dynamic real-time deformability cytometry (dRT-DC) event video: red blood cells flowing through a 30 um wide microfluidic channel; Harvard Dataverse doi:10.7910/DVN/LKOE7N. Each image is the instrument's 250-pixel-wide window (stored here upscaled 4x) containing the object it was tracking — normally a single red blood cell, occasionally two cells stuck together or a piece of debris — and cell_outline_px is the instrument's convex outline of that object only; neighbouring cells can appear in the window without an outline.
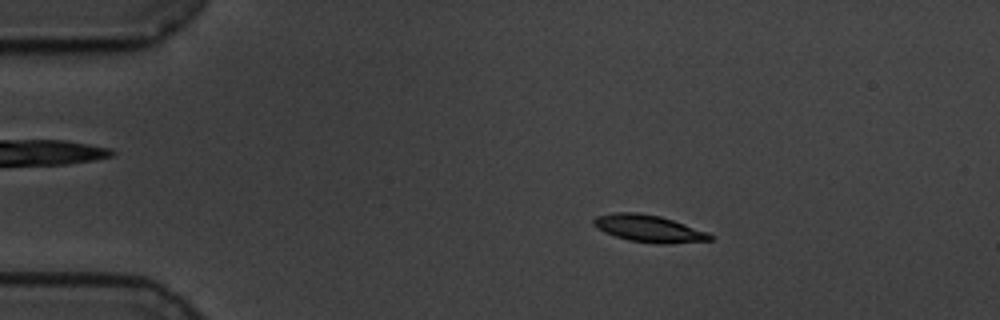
{"species": "common noctule bat (a hibernating species)", "species_latin": "Nyctalus noctula", "temperature_condition": "cold", "stored_images_in_passage": 59, "camera_frame_rate_fps": 3000, "um_per_image_px": 0.085, "animal": {"sex": "male", "body_mass_g": 19.5, "forearm_length_mm": 54.6}, "frame": {"image": 1, "passage_image": 10, "time_ms": 3.0, "image_size_px": [1000, 320], "cell_outline_px": [[712, 240], [664, 244], [628, 240], [604, 232], [596, 228], [592, 224], [592, 220], [596, 216], [616, 212], [636, 212], [660, 216], [708, 232], [712, 236]], "centroid_in_image_um": [55.11, 19.42], "position_along_channel_um": 29.9, "area_um2": 18.21}}
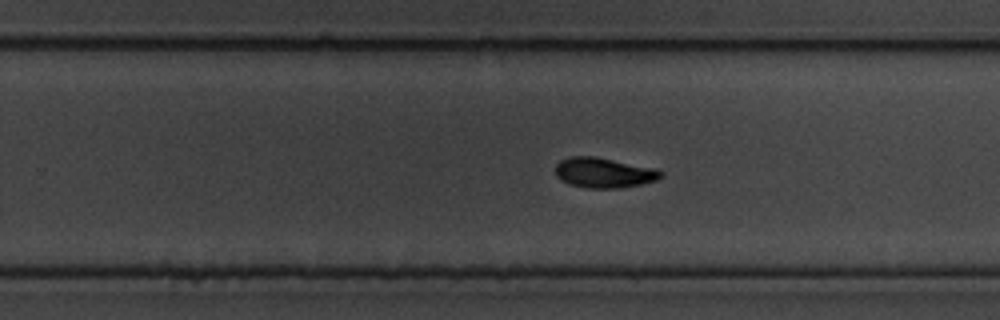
{"frame": {"image": 2, "passage_image": 37, "time_ms": 12.0, "image_size_px": [1000, 320], "cell_outline_px": [[664, 176], [656, 180], [640, 184], [620, 188], [588, 188], [568, 184], [560, 180], [556, 176], [556, 164], [560, 160], [568, 156], [596, 156], [656, 168], [664, 172]], "centroid_in_image_um": [51.33, 14.67], "position_along_channel_um": 278.5, "area_um2": 18.79}}
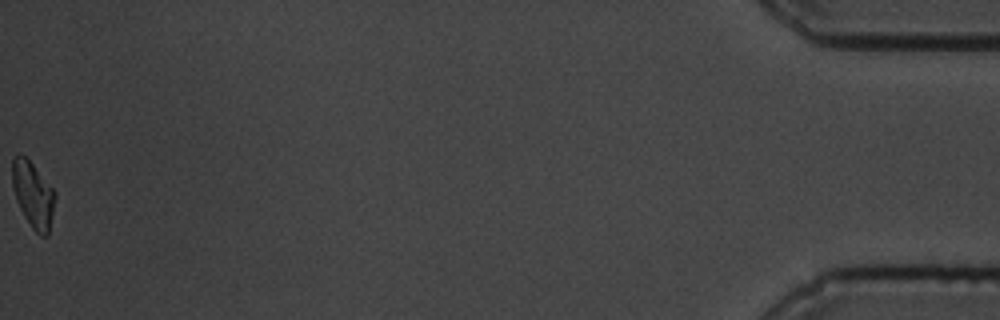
{"frame": {"image": 3, "passage_image": 59, "time_ms": 19.333, "image_size_px": [1000, 320], "cell_outline_px": [[56, 196], [48, 236], [40, 236], [32, 228], [24, 216], [16, 200], [12, 184], [12, 156], [24, 156], [32, 164], [56, 192]], "centroid_in_image_um": [2.81, 16.58], "position_along_channel_um": 432.4, "area_um2": 16.3}, "authors_computed_cell_mechanics": {"area_um2": 18.207, "velocity_mm_per_s": 3.3968, "shape_relaxation_time_tau1_ms": 4.5014, "shape_relaxation_time_tau2_ms": 5.6416, "deformation_change_tau1": 0.1511, "deformation_change_tau2": 0.0906}}